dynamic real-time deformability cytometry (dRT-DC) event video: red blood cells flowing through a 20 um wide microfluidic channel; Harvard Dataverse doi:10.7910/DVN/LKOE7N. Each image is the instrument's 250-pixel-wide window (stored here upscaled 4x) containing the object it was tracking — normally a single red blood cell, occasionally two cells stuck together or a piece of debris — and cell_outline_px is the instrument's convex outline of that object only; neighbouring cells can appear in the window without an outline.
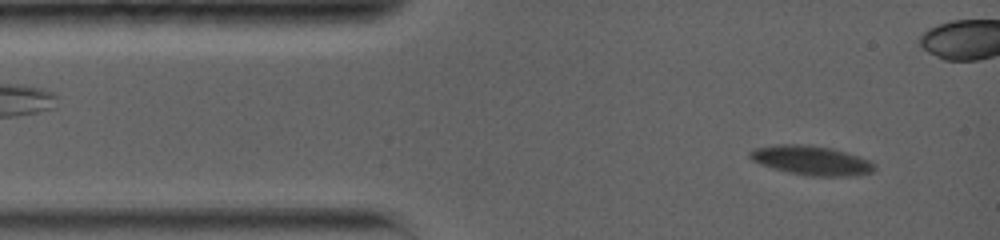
{"species": "common noctule bat (a hibernating species)", "species_latin": "Nyctalus noctula", "temperature_condition": "warm", "stored_images_in_passage": 37, "camera_frame_rate_fps": 5000, "um_per_image_px": 0.085, "animal": {"sex": "female", "body_mass_g": 19.0, "forearm_length_mm": 56.7}, "frame": {"image": 1, "passage_image": 3, "time_ms": 0.8, "image_size_px": [1000, 240], "cell_outline_px": [[876, 168], [872, 172], [860, 176], [812, 176], [788, 172], [772, 168], [760, 164], [752, 160], [748, 156], [748, 152], [756, 148], [776, 144], [808, 144], [832, 148], [868, 160]], "centroid_in_image_um": [68.94, 13.63], "position_along_channel_um": 16.1, "area_um2": 21.27}}
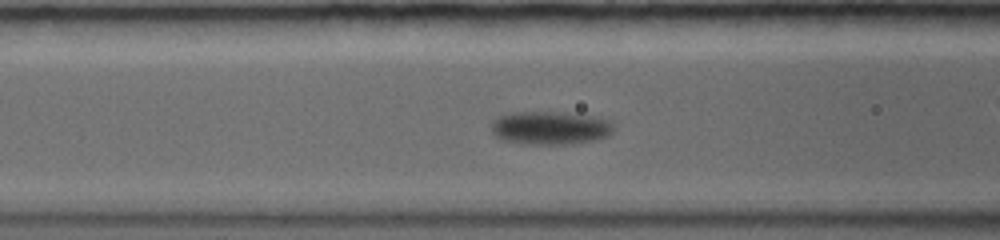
{"frame": {"image": 2, "passage_image": 15, "time_ms": 5.2, "image_size_px": [1000, 240], "cell_outline_px": [[612, 132], [608, 136], [596, 140], [568, 144], [524, 144], [500, 140], [492, 132], [492, 120], [500, 116], [512, 112], [564, 112], [588, 116], [608, 120], [612, 124]], "centroid_in_image_um": [46.72, 10.88], "position_along_channel_um": 119.9, "area_um2": 23.7}}
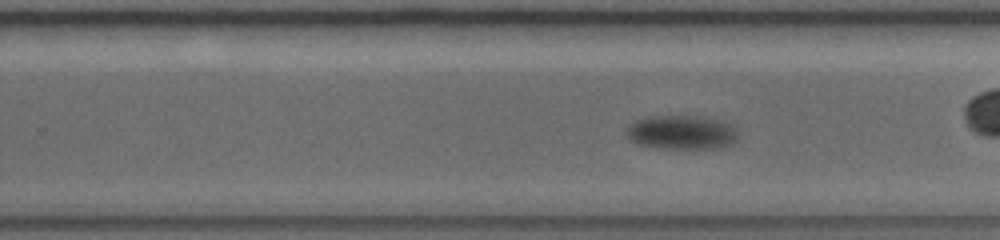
{"frame": {"image": 3, "passage_image": 28, "time_ms": 9.6, "image_size_px": [1000, 240], "cell_outline_px": [[736, 140], [732, 144], [716, 148], [660, 148], [636, 144], [624, 132], [628, 124], [636, 120], [648, 116], [696, 116], [716, 120], [732, 128], [736, 132]], "centroid_in_image_um": [57.83, 11.26], "position_along_channel_um": 272.0, "area_um2": 21.79}, "authors_computed_cell_mechanics": {"area_um2": 21.9062, "velocity_mm_per_s": 3.463, "shape_relaxation_time_tau1_ms": 6.2023, "shape_relaxation_time_tau2_ms": null, "deformation_change_tau1": 0.1937, "deformation_change_tau2": null}}